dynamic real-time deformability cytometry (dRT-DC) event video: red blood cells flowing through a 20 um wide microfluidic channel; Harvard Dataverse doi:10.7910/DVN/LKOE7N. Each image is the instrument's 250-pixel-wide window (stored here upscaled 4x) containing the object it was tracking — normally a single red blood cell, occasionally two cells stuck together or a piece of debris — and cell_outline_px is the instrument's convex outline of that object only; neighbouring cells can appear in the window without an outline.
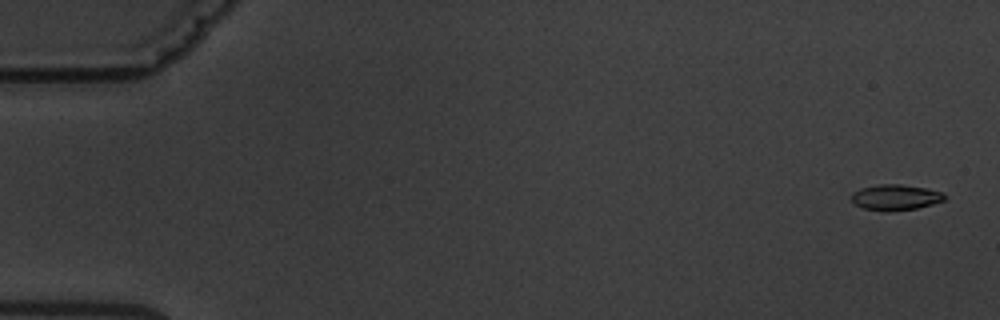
{"species": "common noctule bat (a hibernating species)", "species_latin": "Nyctalus noctula", "temperature_condition": "warm", "stored_images_in_passage": 8, "camera_frame_rate_fps": 3000, "um_per_image_px": 0.085, "animal": {"sex": "male", "body_mass_g": 19.5, "forearm_length_mm": 54.6}, "frame": {"image": 1, "passage_image": 1, "time_ms": 0.0, "image_size_px": [1000, 320], "cell_outline_px": [[944, 200], [932, 204], [916, 208], [888, 212], [884, 212], [864, 208], [856, 204], [852, 200], [852, 192], [860, 188], [880, 184], [900, 184], [924, 188], [944, 192]], "centroid_in_image_um": [76.1, 16.77], "position_along_channel_um": 8.9, "area_um2": 13.87}}
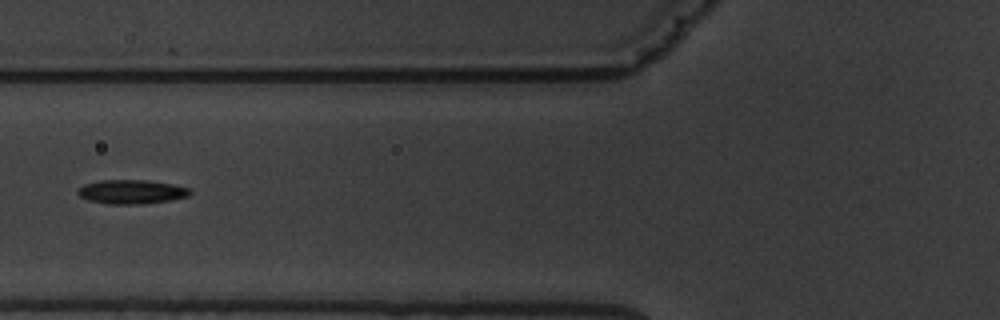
{"frame": {"image": 2, "passage_image": 7, "time_ms": 7.0, "image_size_px": [1000, 320], "cell_outline_px": [[192, 192], [188, 196], [172, 200], [140, 204], [108, 204], [88, 200], [80, 196], [76, 192], [84, 184], [100, 180], [148, 180], [172, 184], [192, 188]], "centroid_in_image_um": [11.21, 16.3], "position_along_channel_um": 114.6, "area_um2": 15.84}}
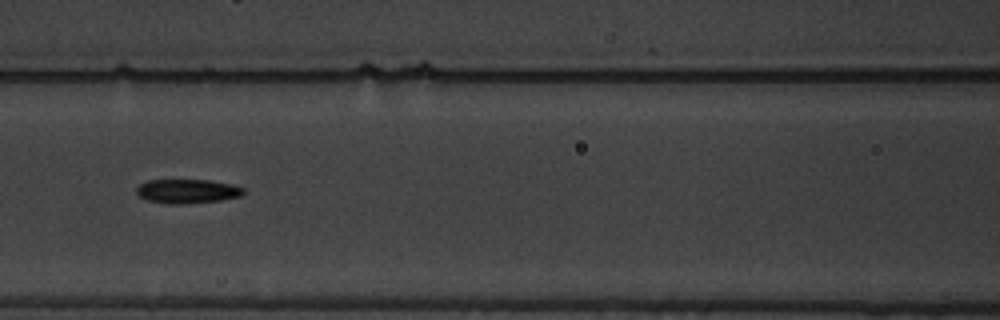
{"frame": {"image": 3, "passage_image": 8, "time_ms": 8.0, "image_size_px": [1000, 320], "cell_outline_px": [[244, 192], [240, 196], [220, 200], [180, 204], [168, 204], [148, 200], [140, 196], [136, 192], [136, 188], [140, 184], [148, 180], [208, 180], [232, 184], [244, 188]], "centroid_in_image_um": [15.91, 16.25], "position_along_channel_um": 150.7, "area_um2": 14.91}}